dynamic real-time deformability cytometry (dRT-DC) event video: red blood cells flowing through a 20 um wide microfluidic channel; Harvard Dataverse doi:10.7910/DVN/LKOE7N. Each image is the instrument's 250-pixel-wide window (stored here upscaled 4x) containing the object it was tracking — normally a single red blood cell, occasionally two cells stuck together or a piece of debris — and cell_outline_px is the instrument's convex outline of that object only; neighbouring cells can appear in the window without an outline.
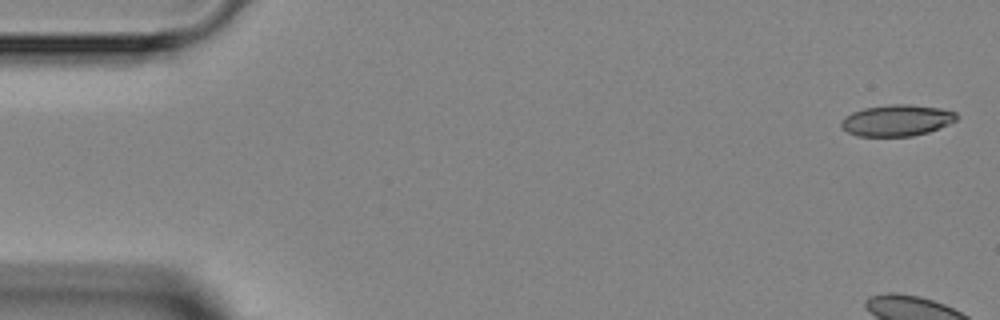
{"species": "Egyptian fruit bat (a non-hibernating species)", "species_latin": "Rousettus aegyptiacus", "temperature_condition": "room temperature", "stored_images_in_passage": 6, "camera_frame_rate_fps": 3000, "um_per_image_px": 0.085, "animal": {"sex": "female"}, "frame": {"image": 1, "passage_image": 1, "time_ms": 0.0, "image_size_px": [1000, 320], "cell_outline_px": [[956, 120], [940, 128], [928, 132], [912, 136], [856, 136], [848, 132], [840, 124], [840, 120], [844, 116], [852, 112], [864, 108], [892, 104], [908, 104], [940, 108], [956, 112]], "centroid_in_image_um": [76.2, 10.23], "position_along_channel_um": 8.8, "area_um2": 21.04}}
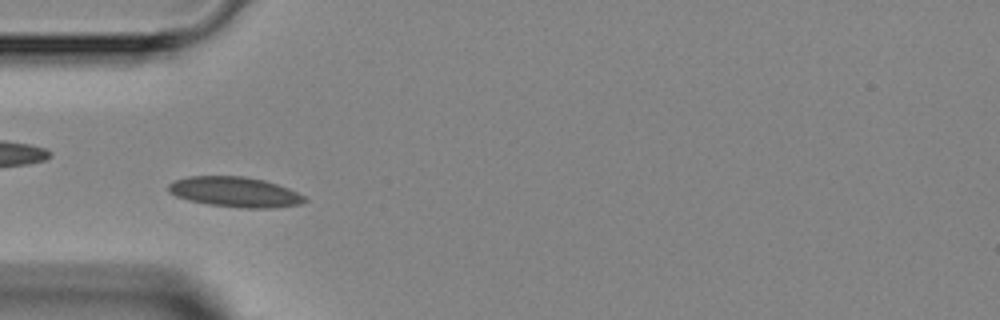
{"frame": {"image": 2, "passage_image": 5, "time_ms": 5.0, "image_size_px": [1000, 320], "cell_outline_px": [[308, 200], [300, 204], [272, 208], [248, 208], [208, 204], [188, 200], [176, 196], [168, 192], [168, 184], [176, 180], [188, 176], [244, 176], [264, 180], [288, 188], [304, 196]], "centroid_in_image_um": [19.96, 16.31], "position_along_channel_um": 65.0, "area_um2": 23.81}}
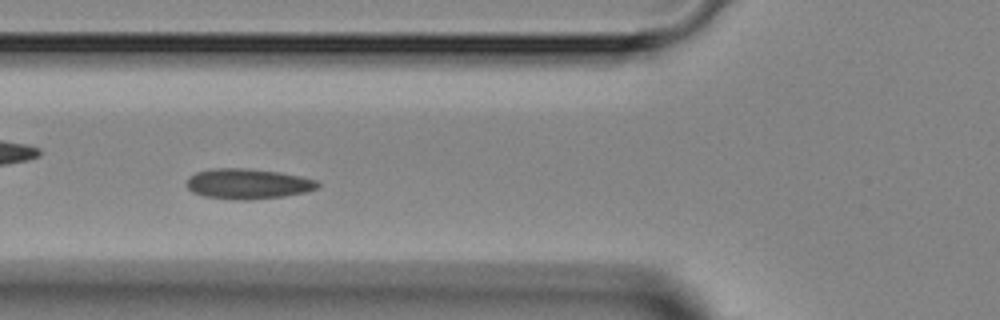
{"frame": {"image": 3, "passage_image": 6, "time_ms": 6.0, "image_size_px": [1000, 320], "cell_outline_px": [[320, 184], [316, 188], [304, 192], [284, 196], [248, 200], [236, 200], [204, 196], [192, 192], [184, 184], [196, 172], [212, 168], [248, 168], [280, 172], [300, 176], [316, 180]], "centroid_in_image_um": [21.04, 15.62], "position_along_channel_um": 104.8, "area_um2": 23.12}}